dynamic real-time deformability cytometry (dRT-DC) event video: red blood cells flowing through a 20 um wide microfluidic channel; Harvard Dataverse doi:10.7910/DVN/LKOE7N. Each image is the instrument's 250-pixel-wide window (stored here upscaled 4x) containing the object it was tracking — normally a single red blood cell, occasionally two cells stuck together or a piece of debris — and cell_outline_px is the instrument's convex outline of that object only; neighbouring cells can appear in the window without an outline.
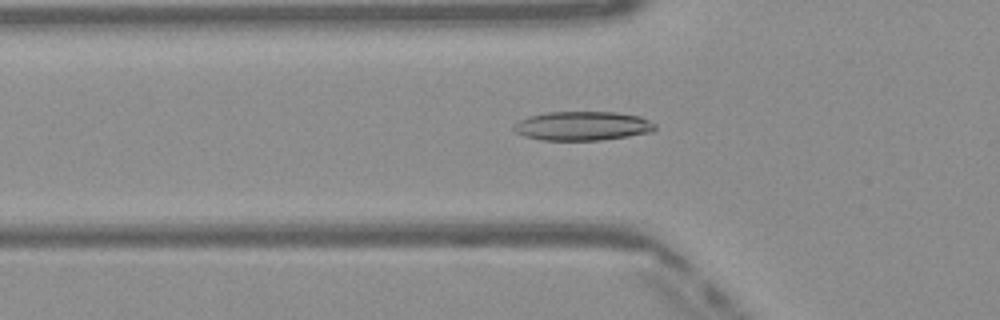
{"species": "Egyptian fruit bat (a non-hibernating species)", "species_latin": "Rousettus aegyptiacus", "temperature_condition": "warm", "stored_images_in_passage": 48, "camera_frame_rate_fps": 3000, "um_per_image_px": 0.085, "frame": {"image": 1, "passage_image": 17, "time_ms": 5.333, "image_size_px": [1000, 320], "cell_outline_px": [[656, 128], [652, 132], [628, 136], [600, 140], [540, 140], [524, 136], [516, 132], [512, 128], [512, 124], [528, 116], [548, 112], [616, 112], [640, 116], [656, 124]], "centroid_in_image_um": [49.49, 10.7], "position_along_channel_um": 76.3, "area_um2": 24.04}}
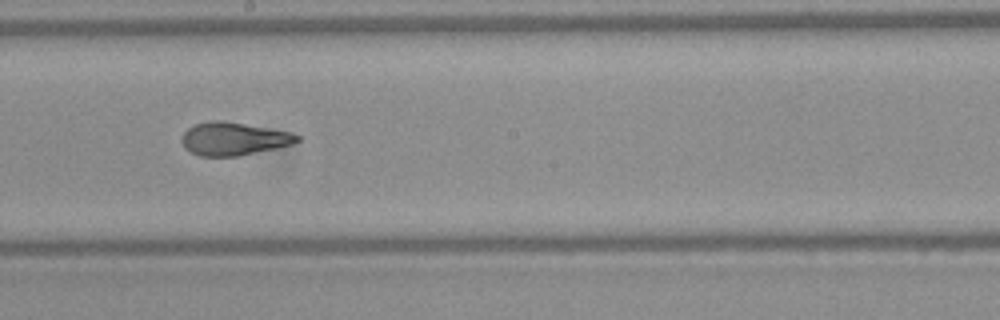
{"frame": {"image": 2, "passage_image": 28, "time_ms": 9.0, "image_size_px": [1000, 320], "cell_outline_px": [[300, 140], [292, 144], [276, 148], [236, 156], [200, 156], [184, 148], [184, 132], [188, 128], [196, 124], [212, 120], [220, 120], [292, 132], [300, 136]], "centroid_in_image_um": [19.89, 11.8], "position_along_channel_um": 228.3, "area_um2": 21.79}}
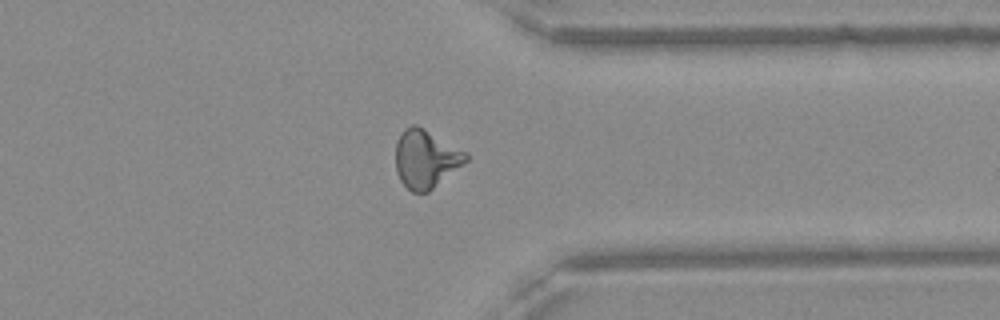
{"frame": {"image": 3, "passage_image": 39, "time_ms": 12.667, "image_size_px": [1000, 320], "cell_outline_px": [[468, 160], [428, 192], [412, 192], [400, 180], [396, 172], [396, 144], [400, 132], [404, 128], [412, 124], [416, 124], [424, 128], [468, 152]], "centroid_in_image_um": [36.18, 13.48], "position_along_channel_um": 375.2, "area_um2": 23.87}}